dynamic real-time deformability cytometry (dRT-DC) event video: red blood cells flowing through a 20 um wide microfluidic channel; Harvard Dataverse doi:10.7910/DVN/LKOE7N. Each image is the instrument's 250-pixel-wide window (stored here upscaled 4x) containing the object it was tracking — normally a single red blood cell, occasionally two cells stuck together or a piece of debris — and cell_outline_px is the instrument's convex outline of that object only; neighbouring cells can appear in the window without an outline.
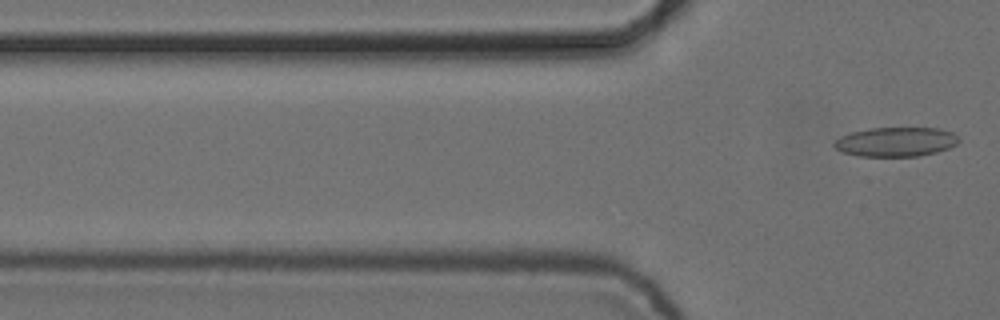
{"species": "common noctule bat (a hibernating species)", "species_latin": "Nyctalus noctula", "temperature_condition": "cold", "stored_images_in_passage": 7, "camera_frame_rate_fps": 3000, "um_per_image_px": 0.085, "animal": {"sex": "female", "body_mass_g": 24.6, "forearm_length_mm": 56.2}, "frame": {"image": 1, "passage_image": 7, "time_ms": 2.0, "image_size_px": [1000, 320], "cell_outline_px": [[960, 140], [956, 144], [948, 148], [936, 152], [916, 156], [860, 156], [844, 152], [836, 148], [832, 144], [840, 136], [852, 132], [868, 128], [940, 128], [952, 132]], "centroid_in_image_um": [76.15, 12.05], "position_along_channel_um": 49.7, "area_um2": 21.15}}